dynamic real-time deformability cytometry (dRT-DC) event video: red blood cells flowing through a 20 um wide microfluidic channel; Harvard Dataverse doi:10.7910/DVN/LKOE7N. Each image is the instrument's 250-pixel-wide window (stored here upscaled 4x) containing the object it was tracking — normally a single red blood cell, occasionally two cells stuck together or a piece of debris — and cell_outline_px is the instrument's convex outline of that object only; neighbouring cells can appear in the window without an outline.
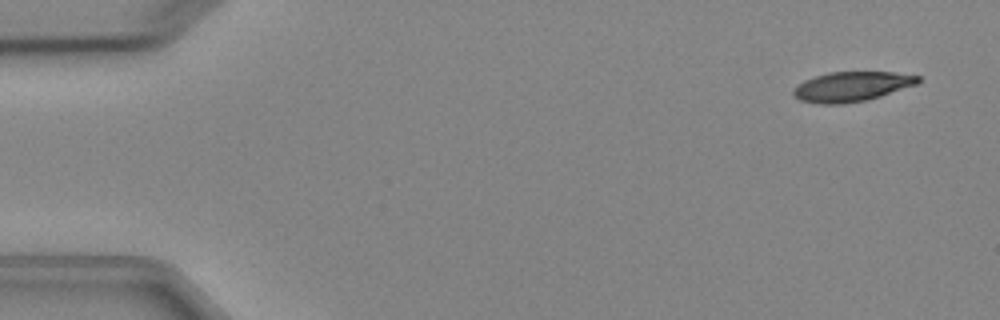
{"species": "Egyptian fruit bat (a non-hibernating species)", "species_latin": "Rousettus aegyptiacus", "temperature_condition": "cold", "stored_images_in_passage": 6, "camera_frame_rate_fps": 3000, "um_per_image_px": 0.085, "animal": {"sex": "female"}, "frame": {"image": 1, "passage_image": 1, "time_ms": 0.0, "image_size_px": [1000, 320], "cell_outline_px": [[920, 80], [916, 84], [880, 96], [864, 100], [844, 104], [820, 104], [800, 100], [792, 96], [792, 88], [804, 80], [828, 72], [892, 72], [920, 76]], "centroid_in_image_um": [72.33, 7.36], "position_along_channel_um": 12.7, "area_um2": 21.56}}
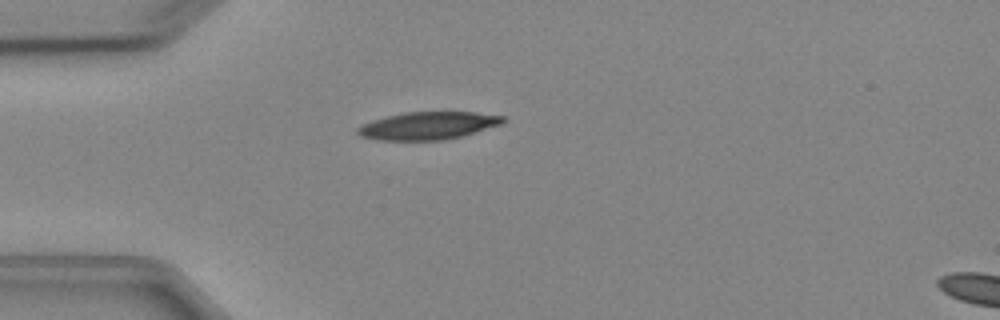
{"frame": {"image": 2, "passage_image": 4, "time_ms": 3.667, "image_size_px": [1000, 320], "cell_outline_px": [[508, 120], [504, 124], [460, 136], [444, 140], [376, 140], [360, 136], [356, 132], [356, 128], [372, 120], [404, 112], [476, 112], [504, 116]], "centroid_in_image_um": [36.41, 10.68], "position_along_channel_um": 48.6, "area_um2": 23.52}}